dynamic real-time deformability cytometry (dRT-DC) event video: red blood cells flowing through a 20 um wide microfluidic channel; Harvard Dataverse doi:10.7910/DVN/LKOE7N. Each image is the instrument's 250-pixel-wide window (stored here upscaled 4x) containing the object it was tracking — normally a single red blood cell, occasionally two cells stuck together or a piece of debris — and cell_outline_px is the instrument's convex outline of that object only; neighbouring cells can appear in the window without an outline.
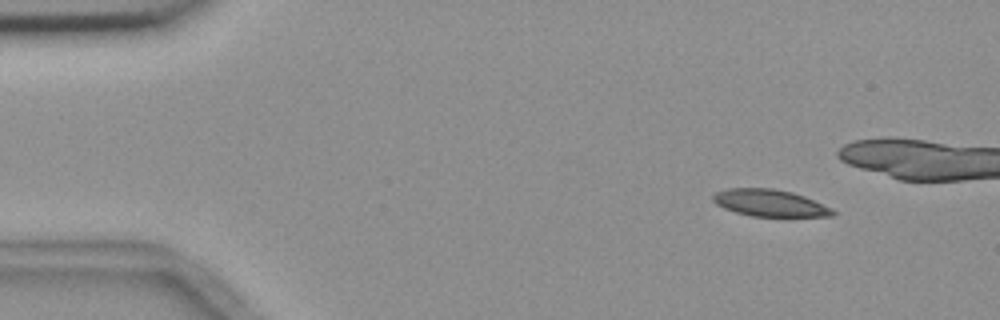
{"species": "common noctule bat (a hibernating species)", "species_latin": "Nyctalus noctula", "temperature_condition": "room temperature", "stored_images_in_passage": 6, "camera_frame_rate_fps": 3000, "um_per_image_px": 0.085, "animal": {"sex": "female", "body_mass_g": 18.4}, "frame": {"image": 1, "passage_image": 2, "time_ms": 1.333, "image_size_px": [1000, 320], "cell_outline_px": [[836, 212], [832, 216], [788, 220], [784, 220], [752, 216], [736, 212], [724, 208], [716, 204], [712, 200], [712, 196], [716, 192], [728, 188], [772, 188], [792, 192], [804, 196], [832, 208]], "centroid_in_image_um": [65.52, 17.32], "position_along_channel_um": 19.5, "area_um2": 19.88}}